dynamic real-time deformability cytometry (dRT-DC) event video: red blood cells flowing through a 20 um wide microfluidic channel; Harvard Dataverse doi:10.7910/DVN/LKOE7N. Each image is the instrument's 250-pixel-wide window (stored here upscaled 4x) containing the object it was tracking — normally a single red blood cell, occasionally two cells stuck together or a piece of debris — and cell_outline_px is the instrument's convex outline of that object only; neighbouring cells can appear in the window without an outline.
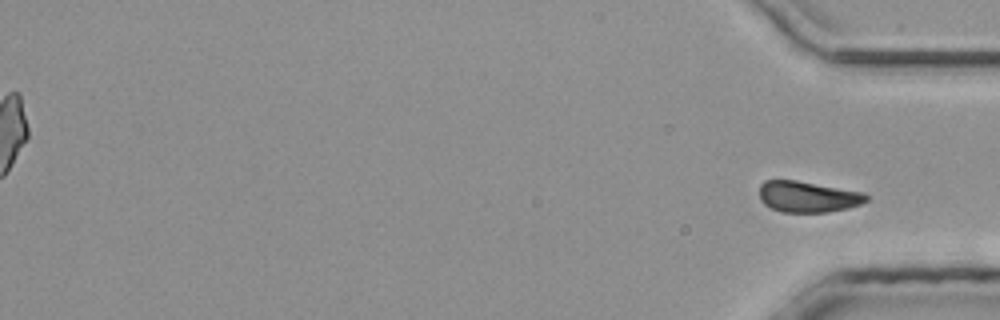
{"species": "common noctule bat (a hibernating species)", "species_latin": "Nyctalus noctula", "temperature_condition": "room temperature", "stored_images_in_passage": 42, "segment_of_instrument_passage": [2, 2], "camera_frame_rate_fps": 3000, "um_per_image_px": 0.085, "animal": {"sex": "male", "body_mass_g": 20.4}, "frame": {"image": 1, "passage_image": 42, "time_ms": 13.667, "image_size_px": [1000, 320], "cell_outline_px": [[868, 200], [860, 204], [848, 208], [828, 212], [780, 212], [764, 204], [760, 200], [760, 184], [764, 180], [796, 180], [864, 192], [868, 196]], "centroid_in_image_um": [68.66, 16.72], "position_along_channel_um": 366.5, "area_um2": 19.42}}